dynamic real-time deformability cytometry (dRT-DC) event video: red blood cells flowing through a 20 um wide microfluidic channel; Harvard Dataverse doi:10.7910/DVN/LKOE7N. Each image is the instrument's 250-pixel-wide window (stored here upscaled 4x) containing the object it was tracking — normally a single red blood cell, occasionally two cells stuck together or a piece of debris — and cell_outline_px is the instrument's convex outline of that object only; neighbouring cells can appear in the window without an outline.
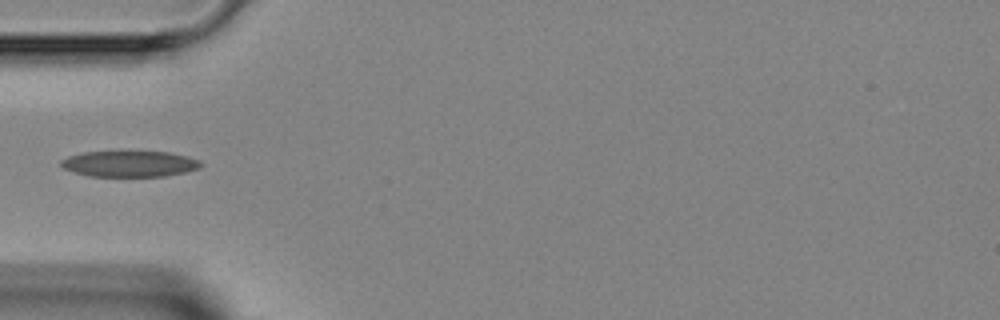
{"species": "Egyptian fruit bat (a non-hibernating species)", "species_latin": "Rousettus aegyptiacus", "temperature_condition": "room temperature", "stored_images_in_passage": 3, "camera_frame_rate_fps": 3000, "um_per_image_px": 0.085, "animal": {"sex": "female"}, "frame": {"image": 1, "passage_image": 3, "time_ms": 3.333, "image_size_px": [1000, 320], "cell_outline_px": [[204, 164], [200, 168], [184, 172], [164, 176], [88, 176], [64, 168], [60, 164], [60, 160], [68, 156], [84, 152], [168, 152], [200, 160]], "centroid_in_image_um": [11.02, 13.93], "position_along_channel_um": 74.0, "area_um2": 20.92}}